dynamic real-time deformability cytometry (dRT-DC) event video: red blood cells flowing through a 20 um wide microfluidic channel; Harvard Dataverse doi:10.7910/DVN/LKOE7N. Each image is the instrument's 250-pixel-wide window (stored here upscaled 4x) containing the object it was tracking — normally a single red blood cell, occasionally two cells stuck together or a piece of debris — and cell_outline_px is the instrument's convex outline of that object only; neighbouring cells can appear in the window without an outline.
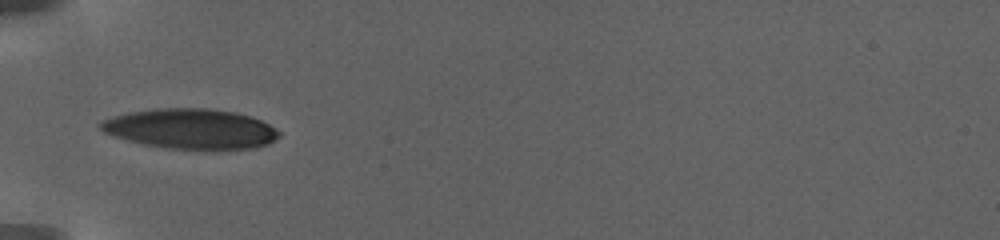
{"species": "human", "species_latin": "Homo sapiens", "temperature_condition": "warm", "stored_images_in_passage": 54, "camera_frame_rate_fps": 3000, "um_per_image_px": 0.085, "donor": {"sex": "female"}, "frame": {"image": 1, "passage_image": 1, "time_ms": 0.0, "image_size_px": [1000, 240], "cell_outline_px": [[280, 136], [268, 144], [252, 148], [216, 152], [164, 148], [144, 144], [112, 136], [104, 132], [100, 128], [100, 120], [128, 112], [156, 108], [208, 108], [236, 112], [260, 120], [268, 124], [280, 132]], "centroid_in_image_um": [16.22, 10.98], "position_along_channel_um": 68.8, "area_um2": 42.54}}
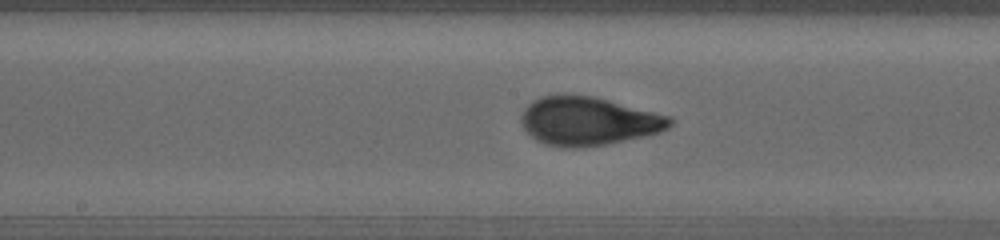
{"frame": {"image": 2, "passage_image": 26, "time_ms": 4.667, "image_size_px": [1000, 240], "cell_outline_px": [[672, 124], [668, 128], [660, 132], [644, 136], [584, 148], [560, 148], [544, 144], [536, 140], [524, 128], [520, 120], [520, 116], [524, 108], [528, 104], [544, 96], [592, 96], [668, 116], [672, 120]], "centroid_in_image_um": [49.96, 10.33], "position_along_channel_um": 198.2, "area_um2": 41.38}}
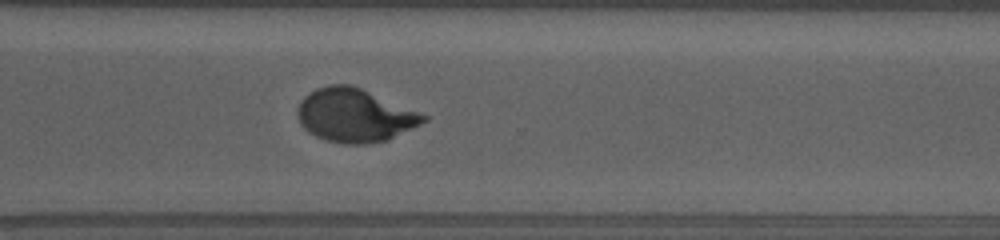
{"frame": {"image": 3, "passage_image": 52, "time_ms": 9.667, "image_size_px": [1000, 240], "cell_outline_px": [[428, 120], [388, 140], [364, 144], [344, 144], [328, 140], [316, 136], [308, 132], [300, 124], [296, 112], [300, 100], [304, 96], [316, 88], [328, 84], [352, 84], [428, 116]], "centroid_in_image_um": [30.12, 9.79], "position_along_channel_um": 340.5, "area_um2": 39.13}}